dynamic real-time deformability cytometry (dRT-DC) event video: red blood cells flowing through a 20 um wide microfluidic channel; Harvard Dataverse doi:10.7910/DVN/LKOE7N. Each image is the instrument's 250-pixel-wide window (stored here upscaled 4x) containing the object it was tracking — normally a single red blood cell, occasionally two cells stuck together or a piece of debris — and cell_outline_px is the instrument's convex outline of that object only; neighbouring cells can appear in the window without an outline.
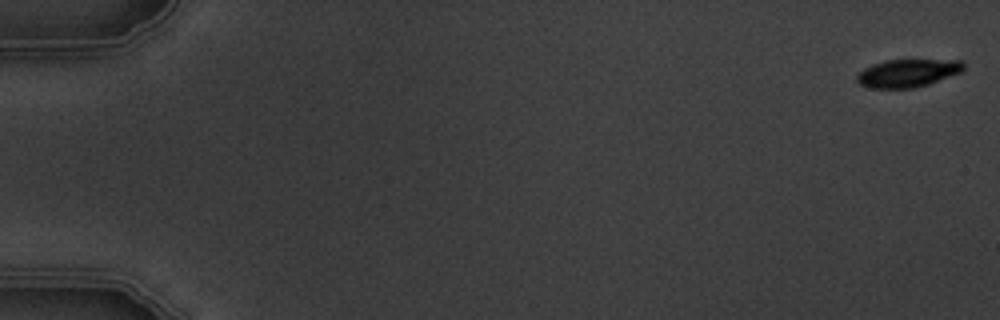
{"species": "common noctule bat (a hibernating species)", "species_latin": "Nyctalus noctula", "temperature_condition": "warm", "stored_images_in_passage": 8, "camera_frame_rate_fps": 3000, "um_per_image_px": 0.085, "animal": {"sex": "male", "body_mass_g": 19.5, "forearm_length_mm": 54.6}, "frame": {"image": 1, "passage_image": 1, "time_ms": 0.0, "image_size_px": [1000, 320], "cell_outline_px": [[964, 72], [928, 84], [912, 88], [872, 88], [860, 84], [856, 80], [856, 76], [864, 68], [872, 64], [884, 60], [964, 60]], "centroid_in_image_um": [77.19, 6.2], "position_along_channel_um": 7.8, "area_um2": 17.46}}
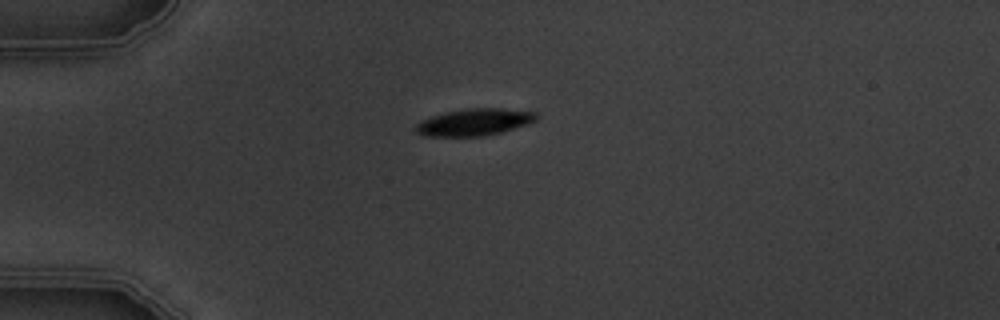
{"frame": {"image": 2, "passage_image": 5, "time_ms": 4.667, "image_size_px": [1000, 320], "cell_outline_px": [[536, 120], [528, 124], [500, 132], [484, 136], [424, 136], [416, 132], [416, 124], [420, 120], [444, 112], [468, 108], [500, 108], [536, 112]], "centroid_in_image_um": [40.29, 10.38], "position_along_channel_um": 44.7, "area_um2": 18.84}}
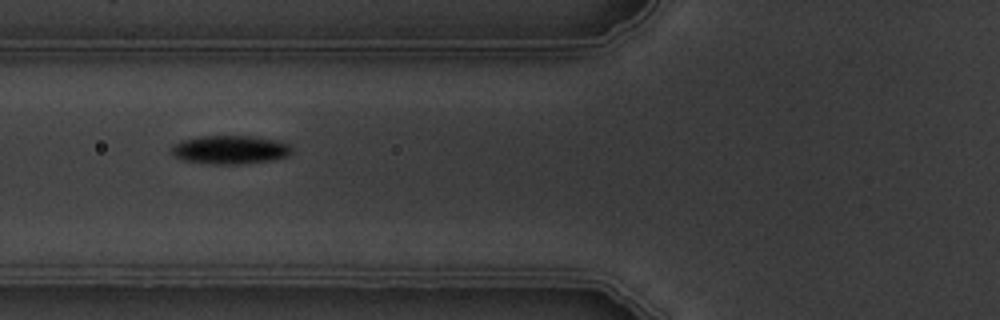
{"frame": {"image": 3, "passage_image": 7, "time_ms": 7.0, "image_size_px": [1000, 320], "cell_outline_px": [[292, 152], [288, 156], [272, 160], [240, 164], [212, 164], [180, 160], [172, 152], [172, 144], [180, 140], [200, 136], [256, 136], [280, 140], [288, 144], [292, 148]], "centroid_in_image_um": [19.57, 12.72], "position_along_channel_um": 106.2, "area_um2": 20.29}}